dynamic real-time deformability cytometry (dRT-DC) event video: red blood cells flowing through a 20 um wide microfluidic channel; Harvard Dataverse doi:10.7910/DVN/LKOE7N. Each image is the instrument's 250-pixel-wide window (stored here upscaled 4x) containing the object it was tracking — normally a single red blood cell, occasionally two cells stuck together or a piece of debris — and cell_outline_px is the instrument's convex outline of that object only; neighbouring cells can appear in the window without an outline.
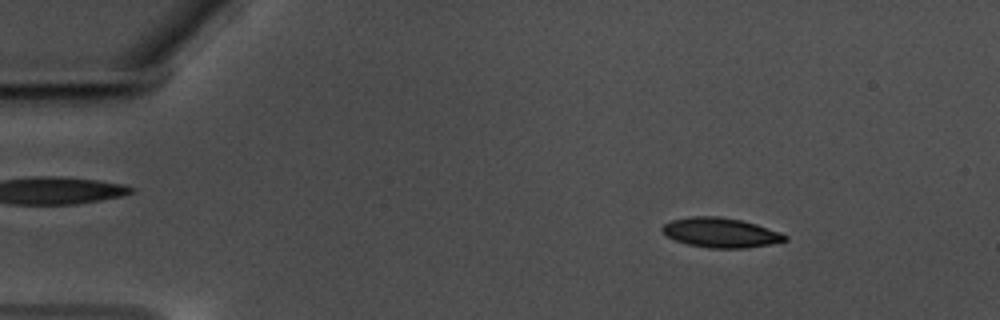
{"species": "common noctule bat (a hibernating species)", "species_latin": "Nyctalus noctula", "temperature_condition": "warm", "stored_images_in_passage": 58, "camera_frame_rate_fps": 3000, "um_per_image_px": 0.085, "animal": {"sex": "male", "body_mass_g": 17.5, "forearm_length_mm": 52.3}, "frame": {"image": 1, "passage_image": 8, "time_ms": 2.333, "image_size_px": [1000, 320], "cell_outline_px": [[788, 240], [768, 244], [744, 248], [708, 248], [688, 244], [676, 240], [668, 236], [660, 228], [664, 224], [672, 220], [688, 216], [720, 216], [740, 220], [756, 224], [780, 232], [788, 236]], "centroid_in_image_um": [61.25, 19.76], "position_along_channel_um": 23.8, "area_um2": 21.1}}
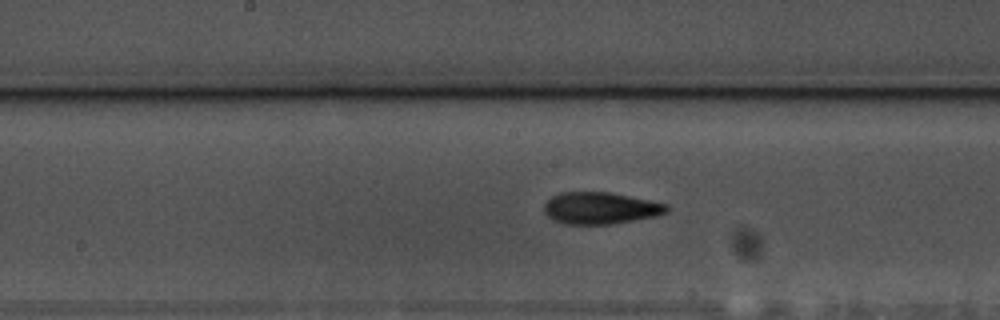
{"frame": {"image": 2, "passage_image": 30, "time_ms": 9.667, "image_size_px": [1000, 320], "cell_outline_px": [[668, 212], [656, 216], [612, 224], [564, 224], [552, 220], [544, 212], [544, 204], [552, 196], [560, 192], [612, 192], [668, 204]], "centroid_in_image_um": [51.03, 17.69], "position_along_channel_um": 197.2, "area_um2": 22.89}}
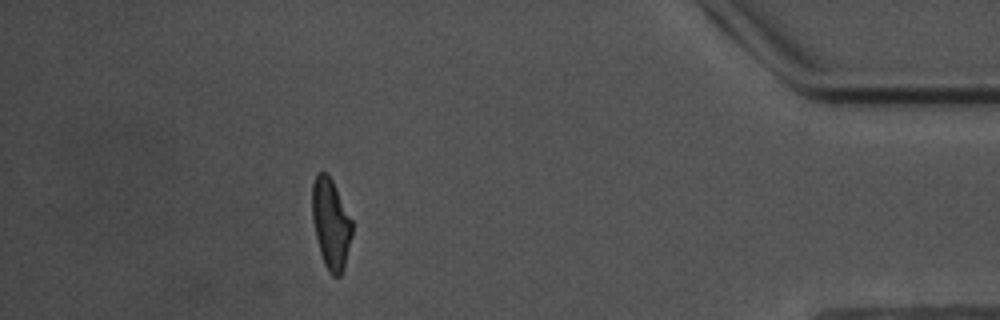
{"frame": {"image": 3, "passage_image": 52, "time_ms": 17.0, "image_size_px": [1000, 320], "cell_outline_px": [[352, 236], [344, 268], [340, 276], [332, 276], [328, 272], [324, 264], [320, 252], [312, 220], [312, 184], [316, 172], [328, 172], [352, 220]], "centroid_in_image_um": [28.11, 19.01], "position_along_channel_um": 407.1, "area_um2": 21.1}, "authors_computed_cell_mechanics": {"area_um2": 21.7039, "velocity_mm_per_s": 3.5104, "shape_relaxation_time_tau1_ms": 4.4711, "shape_relaxation_time_tau2_ms": 2.147, "deformation_change_tau1": 0.1821, "deformation_change_tau2": 0.1045}}